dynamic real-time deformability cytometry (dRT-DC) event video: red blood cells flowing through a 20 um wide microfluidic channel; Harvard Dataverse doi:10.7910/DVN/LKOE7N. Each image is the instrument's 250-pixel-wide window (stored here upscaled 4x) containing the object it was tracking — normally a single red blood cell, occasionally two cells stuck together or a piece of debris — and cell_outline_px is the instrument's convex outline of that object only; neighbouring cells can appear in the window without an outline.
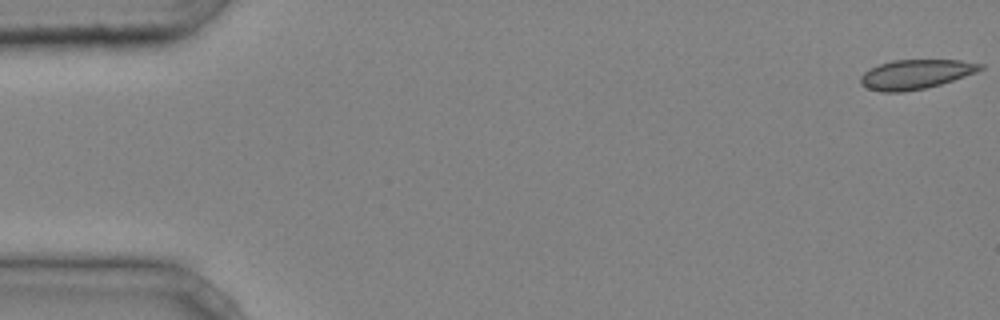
{"species": "common noctule bat (a hibernating species)", "species_latin": "Nyctalus noctula", "temperature_condition": "cold", "stored_images_in_passage": 42, "camera_frame_rate_fps": 3000, "um_per_image_px": 0.085, "animal": {"sex": "male", "body_mass_g": 20.4}, "frame": {"image": 1, "passage_image": 1, "time_ms": 0.0, "image_size_px": [1000, 320], "cell_outline_px": [[984, 68], [976, 72], [940, 84], [924, 88], [904, 92], [880, 92], [868, 88], [860, 84], [860, 76], [864, 72], [880, 64], [892, 60], [960, 60], [984, 64]], "centroid_in_image_um": [77.82, 6.31], "position_along_channel_um": 7.2, "area_um2": 20.4}}
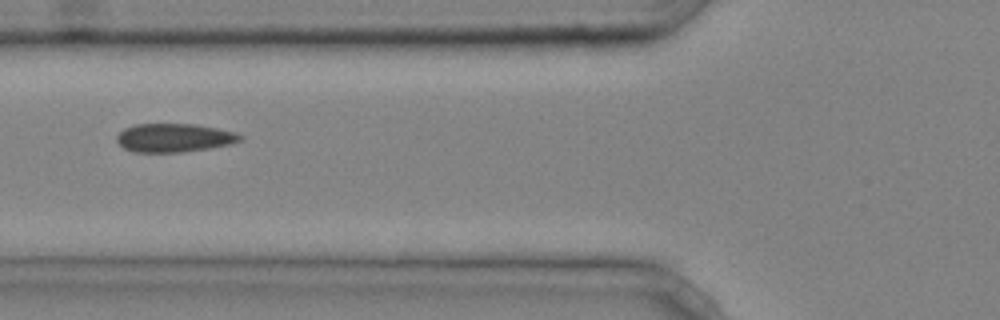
{"frame": {"image": 2, "passage_image": 18, "time_ms": 5.667, "image_size_px": [1000, 320], "cell_outline_px": [[244, 140], [228, 144], [208, 148], [184, 152], [132, 152], [124, 148], [116, 140], [116, 136], [124, 128], [136, 124], [196, 124], [236, 132], [244, 136]], "centroid_in_image_um": [14.81, 11.71], "position_along_channel_um": 111.0, "area_um2": 20.58}}
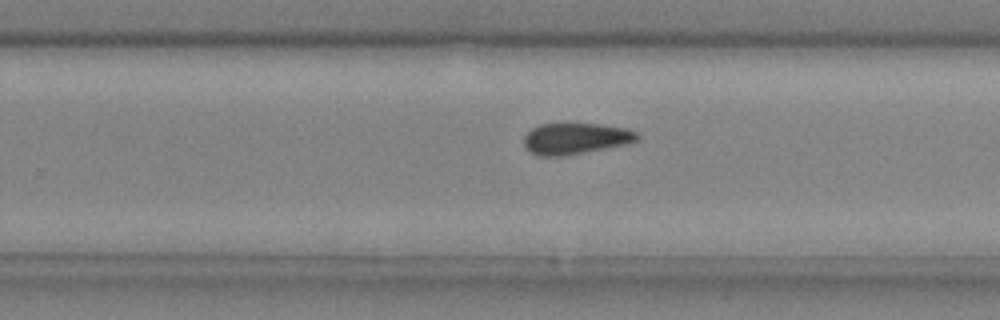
{"frame": {"image": 3, "passage_image": 30, "time_ms": 9.667, "image_size_px": [1000, 320], "cell_outline_px": [[640, 136], [636, 140], [628, 144], [584, 152], [560, 156], [540, 156], [532, 152], [524, 144], [524, 136], [532, 128], [540, 124], [600, 124], [628, 128], [636, 132]], "centroid_in_image_um": [48.95, 11.77], "position_along_channel_um": 280.9, "area_um2": 20.4}, "authors_computed_cell_mechanics": {"area_um2": 20.5768, "velocity_mm_per_s": 4.2539, "shape_relaxation_time_tau1_ms": null, "shape_relaxation_time_tau2_ms": 6.0578, "deformation_change_tau1": null, "deformation_change_tau2": 0.0733}}